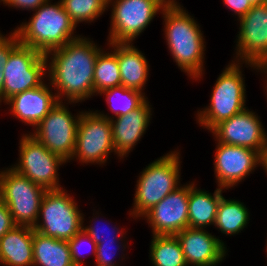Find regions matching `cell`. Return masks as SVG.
Wrapping results in <instances>:
<instances>
[{
  "label": "cell",
  "mask_w": 267,
  "mask_h": 266,
  "mask_svg": "<svg viewBox=\"0 0 267 266\" xmlns=\"http://www.w3.org/2000/svg\"><path fill=\"white\" fill-rule=\"evenodd\" d=\"M11 34L4 36L0 32V71L3 72L4 66L8 61L10 53L20 44L18 35L12 31Z\"/></svg>",
  "instance_id": "cell-32"
},
{
  "label": "cell",
  "mask_w": 267,
  "mask_h": 266,
  "mask_svg": "<svg viewBox=\"0 0 267 266\" xmlns=\"http://www.w3.org/2000/svg\"><path fill=\"white\" fill-rule=\"evenodd\" d=\"M231 61L216 80L209 106L197 112V122L208 131L247 108L243 63Z\"/></svg>",
  "instance_id": "cell-5"
},
{
  "label": "cell",
  "mask_w": 267,
  "mask_h": 266,
  "mask_svg": "<svg viewBox=\"0 0 267 266\" xmlns=\"http://www.w3.org/2000/svg\"><path fill=\"white\" fill-rule=\"evenodd\" d=\"M21 137L18 150L20 157L11 168L47 191L62 189L58 170L67 162L30 134L23 133Z\"/></svg>",
  "instance_id": "cell-9"
},
{
  "label": "cell",
  "mask_w": 267,
  "mask_h": 266,
  "mask_svg": "<svg viewBox=\"0 0 267 266\" xmlns=\"http://www.w3.org/2000/svg\"><path fill=\"white\" fill-rule=\"evenodd\" d=\"M170 0H109L112 6L108 42L132 43Z\"/></svg>",
  "instance_id": "cell-8"
},
{
  "label": "cell",
  "mask_w": 267,
  "mask_h": 266,
  "mask_svg": "<svg viewBox=\"0 0 267 266\" xmlns=\"http://www.w3.org/2000/svg\"><path fill=\"white\" fill-rule=\"evenodd\" d=\"M214 175L219 188L235 187L262 166L261 155L252 149L215 142Z\"/></svg>",
  "instance_id": "cell-14"
},
{
  "label": "cell",
  "mask_w": 267,
  "mask_h": 266,
  "mask_svg": "<svg viewBox=\"0 0 267 266\" xmlns=\"http://www.w3.org/2000/svg\"><path fill=\"white\" fill-rule=\"evenodd\" d=\"M261 159H262V167H263V169L265 170V172L267 174V143L265 145V148H264L263 154L261 156Z\"/></svg>",
  "instance_id": "cell-37"
},
{
  "label": "cell",
  "mask_w": 267,
  "mask_h": 266,
  "mask_svg": "<svg viewBox=\"0 0 267 266\" xmlns=\"http://www.w3.org/2000/svg\"><path fill=\"white\" fill-rule=\"evenodd\" d=\"M60 2L76 26L81 22L90 24L108 10L104 0H60Z\"/></svg>",
  "instance_id": "cell-28"
},
{
  "label": "cell",
  "mask_w": 267,
  "mask_h": 266,
  "mask_svg": "<svg viewBox=\"0 0 267 266\" xmlns=\"http://www.w3.org/2000/svg\"><path fill=\"white\" fill-rule=\"evenodd\" d=\"M146 100L139 108L127 115L110 119L112 127V139L115 154L119 159L127 157L132 149L141 141L152 116V108Z\"/></svg>",
  "instance_id": "cell-19"
},
{
  "label": "cell",
  "mask_w": 267,
  "mask_h": 266,
  "mask_svg": "<svg viewBox=\"0 0 267 266\" xmlns=\"http://www.w3.org/2000/svg\"><path fill=\"white\" fill-rule=\"evenodd\" d=\"M68 243L71 251L72 262L75 264V266H84V262L82 259L85 258H83V254H81L83 253L81 252V249L83 246L82 244L84 243H89L91 245L90 247L92 249V255H94V257L96 256L97 244L83 229L79 233H77L72 239L68 240Z\"/></svg>",
  "instance_id": "cell-31"
},
{
  "label": "cell",
  "mask_w": 267,
  "mask_h": 266,
  "mask_svg": "<svg viewBox=\"0 0 267 266\" xmlns=\"http://www.w3.org/2000/svg\"><path fill=\"white\" fill-rule=\"evenodd\" d=\"M1 102H4V75L2 71H0V103Z\"/></svg>",
  "instance_id": "cell-36"
},
{
  "label": "cell",
  "mask_w": 267,
  "mask_h": 266,
  "mask_svg": "<svg viewBox=\"0 0 267 266\" xmlns=\"http://www.w3.org/2000/svg\"><path fill=\"white\" fill-rule=\"evenodd\" d=\"M33 266V227L16 225L0 238V265Z\"/></svg>",
  "instance_id": "cell-20"
},
{
  "label": "cell",
  "mask_w": 267,
  "mask_h": 266,
  "mask_svg": "<svg viewBox=\"0 0 267 266\" xmlns=\"http://www.w3.org/2000/svg\"><path fill=\"white\" fill-rule=\"evenodd\" d=\"M117 59L121 86L144 93L150 67L144 54L133 43H117Z\"/></svg>",
  "instance_id": "cell-21"
},
{
  "label": "cell",
  "mask_w": 267,
  "mask_h": 266,
  "mask_svg": "<svg viewBox=\"0 0 267 266\" xmlns=\"http://www.w3.org/2000/svg\"><path fill=\"white\" fill-rule=\"evenodd\" d=\"M249 2L252 5H261V4H265V0H249Z\"/></svg>",
  "instance_id": "cell-38"
},
{
  "label": "cell",
  "mask_w": 267,
  "mask_h": 266,
  "mask_svg": "<svg viewBox=\"0 0 267 266\" xmlns=\"http://www.w3.org/2000/svg\"><path fill=\"white\" fill-rule=\"evenodd\" d=\"M124 243H125V241H122V242H120V241L99 242L97 244V247H96V256H95L96 266H119V263H117L113 257L116 256L115 255V254H117L116 251H118V250L120 252L125 251V249L127 248V245H129V244L128 243L124 244ZM114 245L116 246L115 248H113ZM111 249H112V251H111Z\"/></svg>",
  "instance_id": "cell-30"
},
{
  "label": "cell",
  "mask_w": 267,
  "mask_h": 266,
  "mask_svg": "<svg viewBox=\"0 0 267 266\" xmlns=\"http://www.w3.org/2000/svg\"><path fill=\"white\" fill-rule=\"evenodd\" d=\"M150 243L153 266H188L176 235H153Z\"/></svg>",
  "instance_id": "cell-27"
},
{
  "label": "cell",
  "mask_w": 267,
  "mask_h": 266,
  "mask_svg": "<svg viewBox=\"0 0 267 266\" xmlns=\"http://www.w3.org/2000/svg\"><path fill=\"white\" fill-rule=\"evenodd\" d=\"M176 237L188 266H217L226 257L225 243L205 229L187 227Z\"/></svg>",
  "instance_id": "cell-17"
},
{
  "label": "cell",
  "mask_w": 267,
  "mask_h": 266,
  "mask_svg": "<svg viewBox=\"0 0 267 266\" xmlns=\"http://www.w3.org/2000/svg\"><path fill=\"white\" fill-rule=\"evenodd\" d=\"M98 218H99V215H98V217L96 215L95 218L93 217V219L90 220V225L89 226H84V225L82 226V229L90 236V238L96 244H98L99 242L126 241V240H124V239H126L125 238L126 232L124 233V230H125L124 228L123 229H119V227L117 228L116 225H114V227H112L113 228L112 232H110L111 230H109V229L106 230V228L103 229L104 228L103 226H102L103 227L102 228L101 226L97 225V222H95V221ZM91 222H93V223H91ZM108 233H110V234H108Z\"/></svg>",
  "instance_id": "cell-29"
},
{
  "label": "cell",
  "mask_w": 267,
  "mask_h": 266,
  "mask_svg": "<svg viewBox=\"0 0 267 266\" xmlns=\"http://www.w3.org/2000/svg\"><path fill=\"white\" fill-rule=\"evenodd\" d=\"M76 27L60 0L53 4L47 0L35 10L29 22H22L13 31L21 44L45 55L82 36L74 34Z\"/></svg>",
  "instance_id": "cell-3"
},
{
  "label": "cell",
  "mask_w": 267,
  "mask_h": 266,
  "mask_svg": "<svg viewBox=\"0 0 267 266\" xmlns=\"http://www.w3.org/2000/svg\"><path fill=\"white\" fill-rule=\"evenodd\" d=\"M62 188L46 191L34 231L47 237L70 240L82 230L84 214L68 191ZM42 219V220H41Z\"/></svg>",
  "instance_id": "cell-6"
},
{
  "label": "cell",
  "mask_w": 267,
  "mask_h": 266,
  "mask_svg": "<svg viewBox=\"0 0 267 266\" xmlns=\"http://www.w3.org/2000/svg\"><path fill=\"white\" fill-rule=\"evenodd\" d=\"M65 103L59 101L32 130L34 133L29 134L50 152L70 162L75 150L77 127L82 111L72 115Z\"/></svg>",
  "instance_id": "cell-11"
},
{
  "label": "cell",
  "mask_w": 267,
  "mask_h": 266,
  "mask_svg": "<svg viewBox=\"0 0 267 266\" xmlns=\"http://www.w3.org/2000/svg\"><path fill=\"white\" fill-rule=\"evenodd\" d=\"M102 94L105 95L109 110H111L114 115L109 116V113L105 115L102 111L99 112L97 110H95V112L107 119L127 115L131 111L139 108L148 99L145 93L135 89L125 88L124 86L103 90L99 95Z\"/></svg>",
  "instance_id": "cell-26"
},
{
  "label": "cell",
  "mask_w": 267,
  "mask_h": 266,
  "mask_svg": "<svg viewBox=\"0 0 267 266\" xmlns=\"http://www.w3.org/2000/svg\"><path fill=\"white\" fill-rule=\"evenodd\" d=\"M189 184L180 185L146 212L153 235H176L188 227Z\"/></svg>",
  "instance_id": "cell-16"
},
{
  "label": "cell",
  "mask_w": 267,
  "mask_h": 266,
  "mask_svg": "<svg viewBox=\"0 0 267 266\" xmlns=\"http://www.w3.org/2000/svg\"><path fill=\"white\" fill-rule=\"evenodd\" d=\"M109 51L102 50L95 61L94 96L103 90L121 86V74L117 59V43L108 42Z\"/></svg>",
  "instance_id": "cell-24"
},
{
  "label": "cell",
  "mask_w": 267,
  "mask_h": 266,
  "mask_svg": "<svg viewBox=\"0 0 267 266\" xmlns=\"http://www.w3.org/2000/svg\"><path fill=\"white\" fill-rule=\"evenodd\" d=\"M223 3L234 12L235 16H238L237 19L243 17L253 7L249 0H223Z\"/></svg>",
  "instance_id": "cell-35"
},
{
  "label": "cell",
  "mask_w": 267,
  "mask_h": 266,
  "mask_svg": "<svg viewBox=\"0 0 267 266\" xmlns=\"http://www.w3.org/2000/svg\"><path fill=\"white\" fill-rule=\"evenodd\" d=\"M46 74L45 55L20 43L4 66V102L15 94L42 85Z\"/></svg>",
  "instance_id": "cell-13"
},
{
  "label": "cell",
  "mask_w": 267,
  "mask_h": 266,
  "mask_svg": "<svg viewBox=\"0 0 267 266\" xmlns=\"http://www.w3.org/2000/svg\"><path fill=\"white\" fill-rule=\"evenodd\" d=\"M15 226L16 224L11 216L10 210L0 199V238Z\"/></svg>",
  "instance_id": "cell-33"
},
{
  "label": "cell",
  "mask_w": 267,
  "mask_h": 266,
  "mask_svg": "<svg viewBox=\"0 0 267 266\" xmlns=\"http://www.w3.org/2000/svg\"><path fill=\"white\" fill-rule=\"evenodd\" d=\"M260 73H262V74L264 73L263 75L266 74V75H265V76H266V77H265V78H266V80H265L266 82H265V83L267 84V69H261V70H260ZM265 90H266V92H265V94H266V93H267V85L265 86ZM266 95H267V94H266ZM266 97H267V96H266Z\"/></svg>",
  "instance_id": "cell-39"
},
{
  "label": "cell",
  "mask_w": 267,
  "mask_h": 266,
  "mask_svg": "<svg viewBox=\"0 0 267 266\" xmlns=\"http://www.w3.org/2000/svg\"><path fill=\"white\" fill-rule=\"evenodd\" d=\"M176 0L161 12L168 50L178 68L197 81L204 74L205 44L200 26Z\"/></svg>",
  "instance_id": "cell-2"
},
{
  "label": "cell",
  "mask_w": 267,
  "mask_h": 266,
  "mask_svg": "<svg viewBox=\"0 0 267 266\" xmlns=\"http://www.w3.org/2000/svg\"><path fill=\"white\" fill-rule=\"evenodd\" d=\"M180 151L174 150L148 164L138 176L133 209L129 215L138 219L180 186Z\"/></svg>",
  "instance_id": "cell-4"
},
{
  "label": "cell",
  "mask_w": 267,
  "mask_h": 266,
  "mask_svg": "<svg viewBox=\"0 0 267 266\" xmlns=\"http://www.w3.org/2000/svg\"><path fill=\"white\" fill-rule=\"evenodd\" d=\"M46 191L11 166L0 171V199L10 210L16 225L35 226Z\"/></svg>",
  "instance_id": "cell-7"
},
{
  "label": "cell",
  "mask_w": 267,
  "mask_h": 266,
  "mask_svg": "<svg viewBox=\"0 0 267 266\" xmlns=\"http://www.w3.org/2000/svg\"><path fill=\"white\" fill-rule=\"evenodd\" d=\"M237 20L240 27L233 61L242 62L258 72L267 69V4L253 5Z\"/></svg>",
  "instance_id": "cell-12"
},
{
  "label": "cell",
  "mask_w": 267,
  "mask_h": 266,
  "mask_svg": "<svg viewBox=\"0 0 267 266\" xmlns=\"http://www.w3.org/2000/svg\"><path fill=\"white\" fill-rule=\"evenodd\" d=\"M248 210L241 201L225 199L222 196L219 201L214 226L226 236L238 234L249 223L250 212Z\"/></svg>",
  "instance_id": "cell-25"
},
{
  "label": "cell",
  "mask_w": 267,
  "mask_h": 266,
  "mask_svg": "<svg viewBox=\"0 0 267 266\" xmlns=\"http://www.w3.org/2000/svg\"><path fill=\"white\" fill-rule=\"evenodd\" d=\"M223 190L217 187L212 195L209 191L197 188L195 182L189 183L188 227L205 229L215 224Z\"/></svg>",
  "instance_id": "cell-22"
},
{
  "label": "cell",
  "mask_w": 267,
  "mask_h": 266,
  "mask_svg": "<svg viewBox=\"0 0 267 266\" xmlns=\"http://www.w3.org/2000/svg\"><path fill=\"white\" fill-rule=\"evenodd\" d=\"M47 0H0V3L3 2L5 6L8 7L23 9V10H32L33 12L37 10L41 5H43Z\"/></svg>",
  "instance_id": "cell-34"
},
{
  "label": "cell",
  "mask_w": 267,
  "mask_h": 266,
  "mask_svg": "<svg viewBox=\"0 0 267 266\" xmlns=\"http://www.w3.org/2000/svg\"><path fill=\"white\" fill-rule=\"evenodd\" d=\"M263 127L258 114L247 107L231 118L221 121L210 132L217 142L246 147L262 156L267 143V133Z\"/></svg>",
  "instance_id": "cell-15"
},
{
  "label": "cell",
  "mask_w": 267,
  "mask_h": 266,
  "mask_svg": "<svg viewBox=\"0 0 267 266\" xmlns=\"http://www.w3.org/2000/svg\"><path fill=\"white\" fill-rule=\"evenodd\" d=\"M102 50L90 38L80 36L45 54L47 77L58 101L65 98L76 105L94 96L95 61Z\"/></svg>",
  "instance_id": "cell-1"
},
{
  "label": "cell",
  "mask_w": 267,
  "mask_h": 266,
  "mask_svg": "<svg viewBox=\"0 0 267 266\" xmlns=\"http://www.w3.org/2000/svg\"><path fill=\"white\" fill-rule=\"evenodd\" d=\"M113 152L116 155L110 119L93 110L82 111L77 127L75 150L70 160H79L82 165H102Z\"/></svg>",
  "instance_id": "cell-10"
},
{
  "label": "cell",
  "mask_w": 267,
  "mask_h": 266,
  "mask_svg": "<svg viewBox=\"0 0 267 266\" xmlns=\"http://www.w3.org/2000/svg\"><path fill=\"white\" fill-rule=\"evenodd\" d=\"M18 93L7 99L4 103L9 105V111L19 121L35 128L50 110L59 102L56 94L52 92L48 82ZM51 88V89H50Z\"/></svg>",
  "instance_id": "cell-18"
},
{
  "label": "cell",
  "mask_w": 267,
  "mask_h": 266,
  "mask_svg": "<svg viewBox=\"0 0 267 266\" xmlns=\"http://www.w3.org/2000/svg\"><path fill=\"white\" fill-rule=\"evenodd\" d=\"M33 266H75L68 241L44 236L33 229Z\"/></svg>",
  "instance_id": "cell-23"
}]
</instances>
